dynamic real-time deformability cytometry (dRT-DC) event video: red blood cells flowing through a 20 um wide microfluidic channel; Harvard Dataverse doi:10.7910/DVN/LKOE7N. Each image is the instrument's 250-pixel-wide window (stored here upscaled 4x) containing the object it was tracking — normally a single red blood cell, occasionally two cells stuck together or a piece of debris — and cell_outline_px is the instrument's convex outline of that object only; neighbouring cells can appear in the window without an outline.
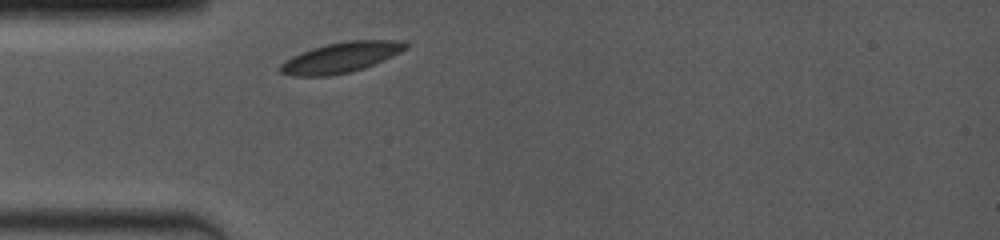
{"species": "common noctule bat (a hibernating species)", "species_latin": "Nyctalus noctula", "temperature_condition": "room temperature", "stored_images_in_passage": 1, "camera_frame_rate_fps": 4000, "um_per_image_px": 0.085, "animal": {"sex": "female", "body_mass_g": 19.0, "forearm_length_mm": 53.3}, "frame": {"image": 1, "passage_image": 1, "time_ms": 0.0, "image_size_px": [1000, 240], "cell_outline_px": [[408, 48], [400, 52], [364, 68], [352, 72], [328, 76], [292, 76], [280, 72], [280, 64], [284, 60], [292, 56], [312, 48], [328, 44], [348, 40], [408, 40]], "centroid_in_image_um": [28.99, 4.88], "position_along_channel_um": 56.0, "area_um2": 22.2}}